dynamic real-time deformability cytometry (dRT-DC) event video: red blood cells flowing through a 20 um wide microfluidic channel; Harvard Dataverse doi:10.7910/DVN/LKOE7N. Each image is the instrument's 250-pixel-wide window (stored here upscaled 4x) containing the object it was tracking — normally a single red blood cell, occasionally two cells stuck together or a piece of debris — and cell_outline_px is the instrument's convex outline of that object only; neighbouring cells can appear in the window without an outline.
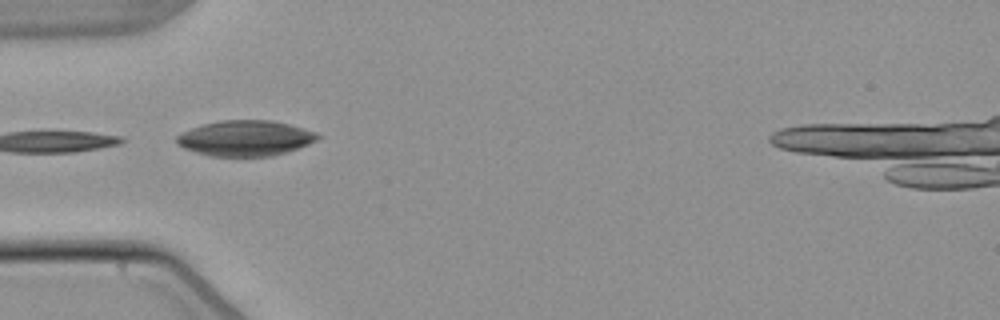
{"species": "common noctule bat (a hibernating species)", "species_latin": "Nyctalus noctula", "temperature_condition": "warm", "stored_images_in_passage": 6, "camera_frame_rate_fps": 3000, "um_per_image_px": 0.085, "animal": {"sex": "male", "body_mass_g": 21.5, "forearm_length_mm": 52.0}, "frame": {"image": 1, "passage_image": 4, "time_ms": 4.667, "image_size_px": [1000, 320], "cell_outline_px": [[320, 136], [316, 140], [308, 144], [272, 156], [212, 156], [196, 152], [184, 148], [176, 144], [176, 136], [180, 132], [200, 124], [220, 120], [272, 120], [304, 128], [316, 132]], "centroid_in_image_um": [20.8, 11.73], "position_along_channel_um": 64.2, "area_um2": 29.19}}
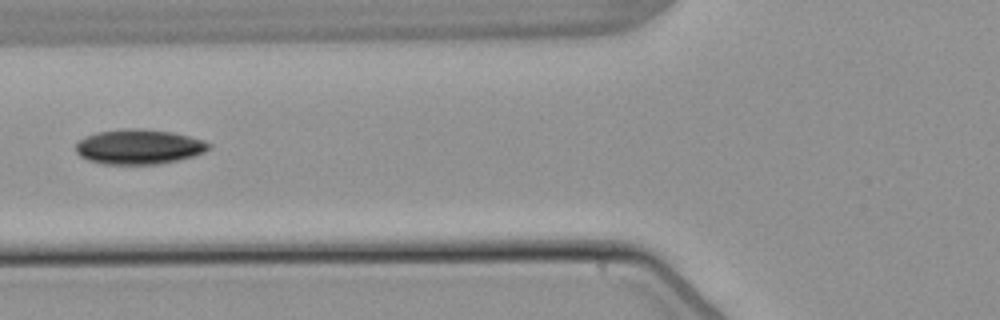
{"frame": {"image": 2, "passage_image": 5, "time_ms": 6.0, "image_size_px": [1000, 320], "cell_outline_px": [[212, 148], [204, 152], [192, 156], [160, 164], [100, 164], [88, 160], [80, 156], [76, 152], [76, 144], [84, 136], [96, 132], [120, 128], [140, 128], [172, 132], [204, 140], [212, 144]], "centroid_in_image_um": [11.79, 12.46], "position_along_channel_um": 114.0, "area_um2": 27.28}}